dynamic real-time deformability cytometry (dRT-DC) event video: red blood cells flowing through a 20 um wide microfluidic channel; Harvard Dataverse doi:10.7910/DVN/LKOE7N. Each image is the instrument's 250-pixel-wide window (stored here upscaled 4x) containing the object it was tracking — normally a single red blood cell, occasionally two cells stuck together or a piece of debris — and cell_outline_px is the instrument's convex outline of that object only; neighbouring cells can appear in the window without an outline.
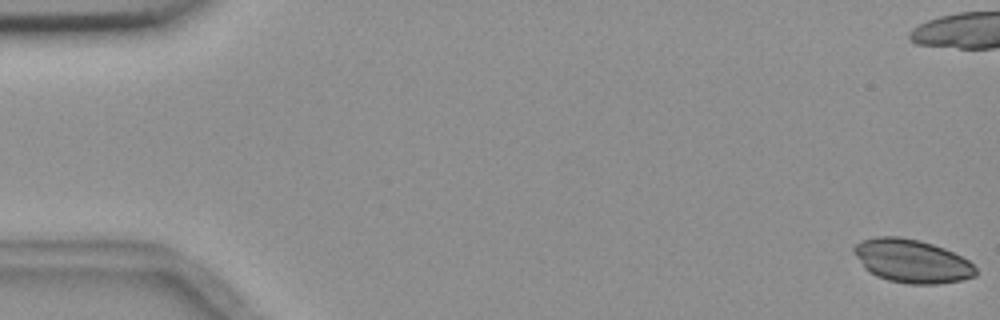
{"species": "common noctule bat (a hibernating species)", "species_latin": "Nyctalus noctula", "temperature_condition": "room temperature", "stored_images_in_passage": 12, "camera_frame_rate_fps": 3000, "um_per_image_px": 0.085, "animal": {"sex": "female", "body_mass_g": 18.4}, "frame": {"image": 1, "passage_image": 1, "time_ms": 0.0, "image_size_px": [1000, 320], "cell_outline_px": [[976, 276], [960, 280], [940, 284], [908, 284], [888, 280], [876, 276], [868, 272], [864, 268], [856, 256], [852, 248], [860, 240], [876, 236], [900, 236], [920, 240], [944, 248], [968, 260], [976, 268]], "centroid_in_image_um": [77.48, 22.18], "position_along_channel_um": 7.5, "area_um2": 30.92}}